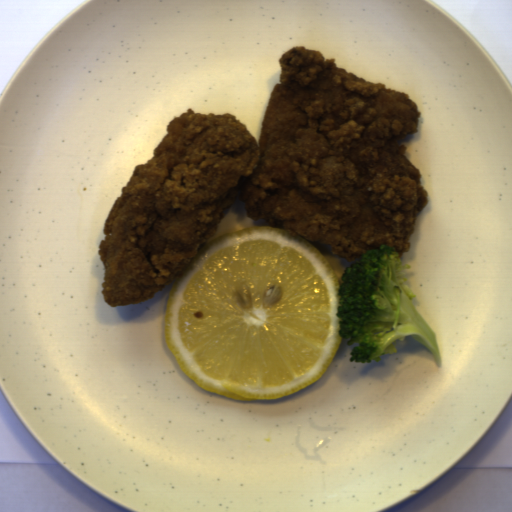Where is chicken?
I'll use <instances>...</instances> for the list:
<instances>
[{"mask_svg":"<svg viewBox=\"0 0 512 512\" xmlns=\"http://www.w3.org/2000/svg\"><path fill=\"white\" fill-rule=\"evenodd\" d=\"M277 63L258 141L234 114L189 107L167 123L152 158L134 165L97 248L108 306L138 304L171 284L237 199L252 221L351 262L381 246L400 258L410 251L429 202L399 143L418 133L416 103L304 45Z\"/></svg>","mask_w":512,"mask_h":512,"instance_id":"ae283196","label":"chicken"}]
</instances>
